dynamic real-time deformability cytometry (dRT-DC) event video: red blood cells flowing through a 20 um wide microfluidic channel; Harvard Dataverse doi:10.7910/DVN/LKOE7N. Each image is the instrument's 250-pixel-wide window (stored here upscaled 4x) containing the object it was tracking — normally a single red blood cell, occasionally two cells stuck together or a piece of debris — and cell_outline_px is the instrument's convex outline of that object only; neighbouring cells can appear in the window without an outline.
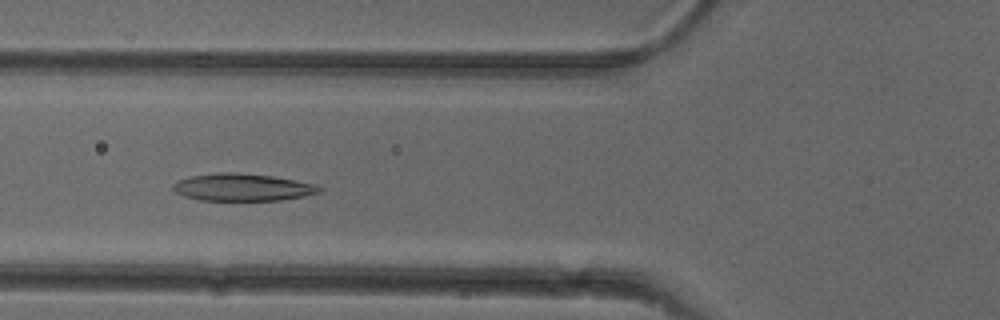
{"species": "common noctule bat (a hibernating species)", "species_latin": "Nyctalus noctula", "temperature_condition": "cold", "stored_images_in_passage": 50, "camera_frame_rate_fps": 3000, "um_per_image_px": 0.085, "animal": {"sex": "female"}, "frame": {"image": 1, "passage_image": 18, "time_ms": 5.667, "image_size_px": [1000, 320], "cell_outline_px": [[324, 188], [320, 192], [304, 196], [280, 200], [200, 200], [184, 196], [176, 192], [172, 188], [172, 184], [188, 176], [216, 172], [236, 172], [272, 176], [296, 180], [316, 184]], "centroid_in_image_um": [20.62, 15.91], "position_along_channel_um": 105.2, "area_um2": 23.41}}
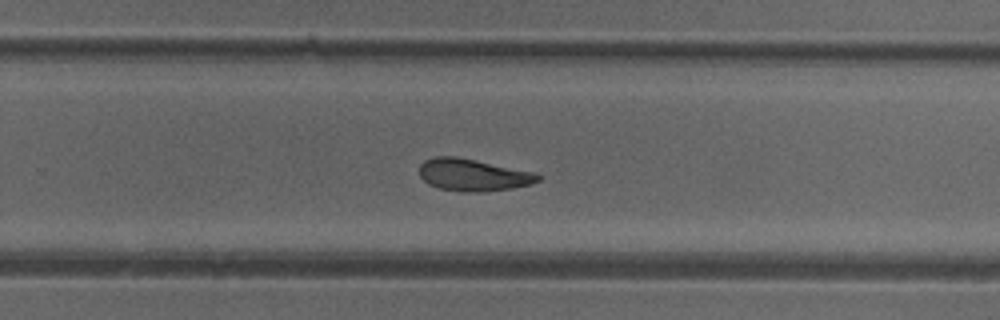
{"frame": {"image": 2, "passage_image": 32, "time_ms": 10.333, "image_size_px": [1000, 320], "cell_outline_px": [[540, 180], [532, 184], [508, 188], [480, 192], [464, 192], [440, 188], [428, 184], [420, 176], [420, 164], [424, 160], [432, 156], [456, 156], [476, 160], [532, 172], [540, 176]], "centroid_in_image_um": [40.15, 14.86], "position_along_channel_um": 289.6, "area_um2": 21.96}}
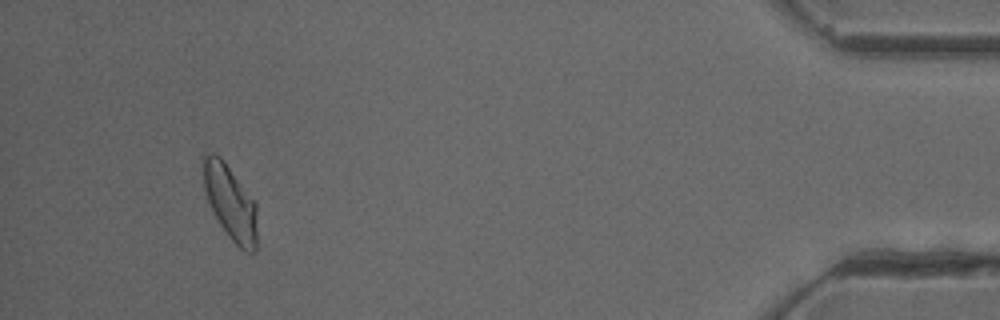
{"frame": {"image": 3, "passage_image": 47, "time_ms": 15.333, "image_size_px": [1000, 320], "cell_outline_px": [[256, 252], [244, 252], [228, 236], [212, 212], [204, 192], [200, 160], [208, 152], [212, 152], [220, 156], [224, 160], [256, 204]], "centroid_in_image_um": [19.52, 17.16], "position_along_channel_um": 415.7, "area_um2": 23.76}, "authors_computed_cell_mechanics": {"area_um2": 23.2934, "velocity_mm_per_s": 3.9512, "shape_relaxation_time_tau1_ms": 5.8787, "shape_relaxation_time_tau2_ms": 4.7381, "deformation_change_tau1": 0.1418, "deformation_change_tau2": 0.1193}}